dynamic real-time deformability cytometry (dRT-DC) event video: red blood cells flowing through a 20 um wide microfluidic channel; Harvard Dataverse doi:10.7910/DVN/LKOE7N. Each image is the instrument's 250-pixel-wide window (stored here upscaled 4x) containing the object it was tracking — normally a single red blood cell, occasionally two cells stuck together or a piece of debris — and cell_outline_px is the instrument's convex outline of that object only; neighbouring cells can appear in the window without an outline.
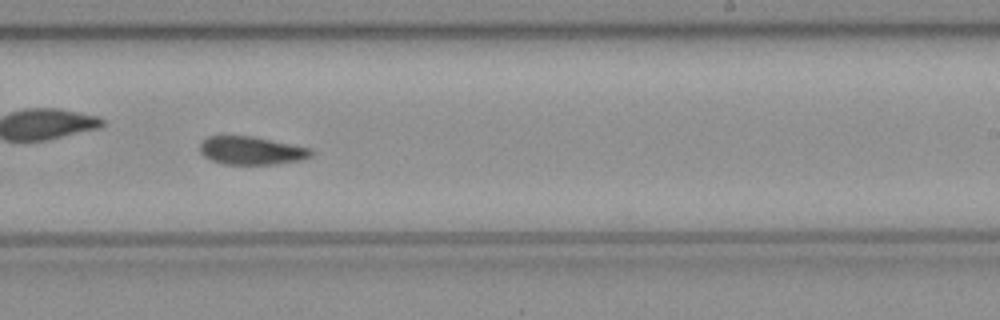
{"species": "common noctule bat (a hibernating species)", "species_latin": "Nyctalus noctula", "temperature_condition": "cold", "stored_images_in_passage": 36, "camera_frame_rate_fps": 3000, "um_per_image_px": 0.085, "animal": {"sex": "female", "body_mass_g": 21.9}, "frame": {"image": 1, "passage_image": 16, "time_ms": 5.0, "image_size_px": [1000, 320], "cell_outline_px": [[312, 156], [304, 160], [276, 164], [224, 164], [212, 160], [204, 156], [200, 152], [200, 144], [208, 136], [252, 136], [312, 148]], "centroid_in_image_um": [21.41, 12.8], "position_along_channel_um": 267.6, "area_um2": 18.26}}
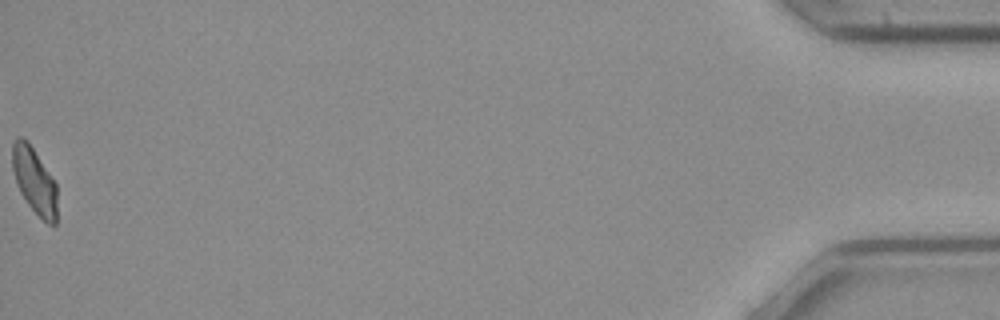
{"frame": {"image": 2, "passage_image": 36, "time_ms": 11.667, "image_size_px": [1000, 320], "cell_outline_px": [[56, 224], [48, 224], [28, 204], [20, 192], [12, 168], [12, 144], [20, 136], [28, 140], [56, 184]], "centroid_in_image_um": [2.91, 15.33], "position_along_channel_um": 432.3, "area_um2": 16.88}}